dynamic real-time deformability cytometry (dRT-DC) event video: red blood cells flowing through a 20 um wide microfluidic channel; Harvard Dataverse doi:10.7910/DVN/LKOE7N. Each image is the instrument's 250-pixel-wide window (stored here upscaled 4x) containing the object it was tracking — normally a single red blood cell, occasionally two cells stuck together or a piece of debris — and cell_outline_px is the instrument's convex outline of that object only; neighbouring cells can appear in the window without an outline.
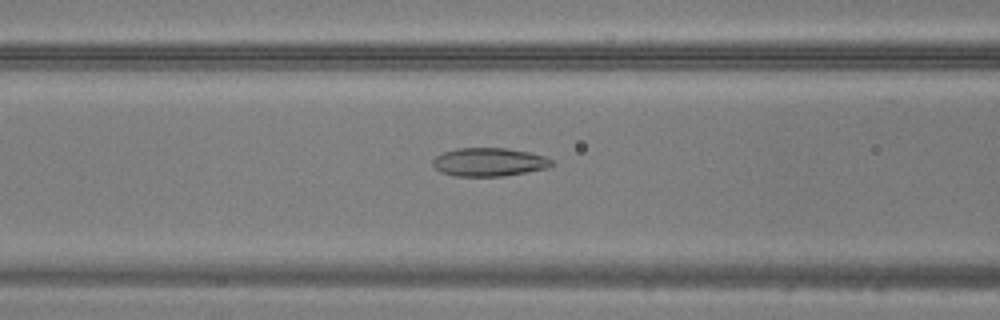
{"species": "common noctule bat (a hibernating species)", "species_latin": "Nyctalus noctula", "temperature_condition": "warm", "stored_images_in_passage": 46, "camera_frame_rate_fps": 3000, "um_per_image_px": 0.085, "animal": {"sex": "male", "body_mass_g": 20.5, "forearm_length_mm": 52.5}, "frame": {"image": 1, "passage_image": 18, "time_ms": 5.667, "image_size_px": [1000, 320], "cell_outline_px": [[556, 164], [548, 168], [504, 176], [452, 176], [440, 172], [432, 164], [432, 160], [436, 156], [444, 152], [456, 148], [504, 148], [528, 152], [544, 156], [552, 160]], "centroid_in_image_um": [41.57, 13.78], "position_along_channel_um": 125.0, "area_um2": 19.77}}
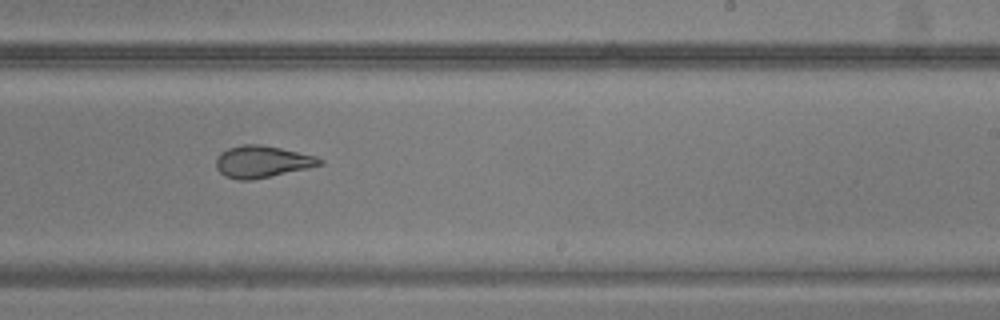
{"frame": {"image": 2, "passage_image": 28, "time_ms": 9.0, "image_size_px": [1000, 320], "cell_outline_px": [[324, 164], [252, 180], [236, 180], [224, 176], [216, 168], [216, 160], [220, 152], [228, 148], [244, 144], [260, 144], [280, 148], [316, 156], [324, 160]], "centroid_in_image_um": [22.25, 13.74], "position_along_channel_um": 266.7, "area_um2": 19.19}}
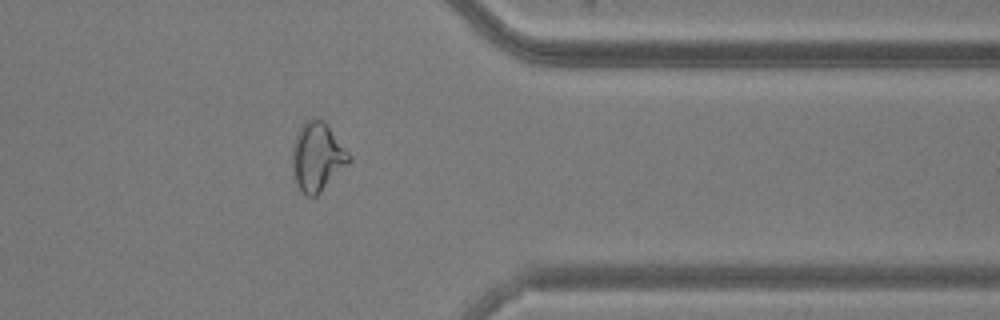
{"frame": {"image": 3, "passage_image": 37, "time_ms": 12.0, "image_size_px": [1000, 320], "cell_outline_px": [[352, 160], [316, 196], [304, 196], [296, 184], [292, 168], [292, 148], [296, 136], [304, 120], [324, 120], [352, 156]], "centroid_in_image_um": [26.97, 13.34], "position_along_channel_um": 384.4, "area_um2": 22.6}}